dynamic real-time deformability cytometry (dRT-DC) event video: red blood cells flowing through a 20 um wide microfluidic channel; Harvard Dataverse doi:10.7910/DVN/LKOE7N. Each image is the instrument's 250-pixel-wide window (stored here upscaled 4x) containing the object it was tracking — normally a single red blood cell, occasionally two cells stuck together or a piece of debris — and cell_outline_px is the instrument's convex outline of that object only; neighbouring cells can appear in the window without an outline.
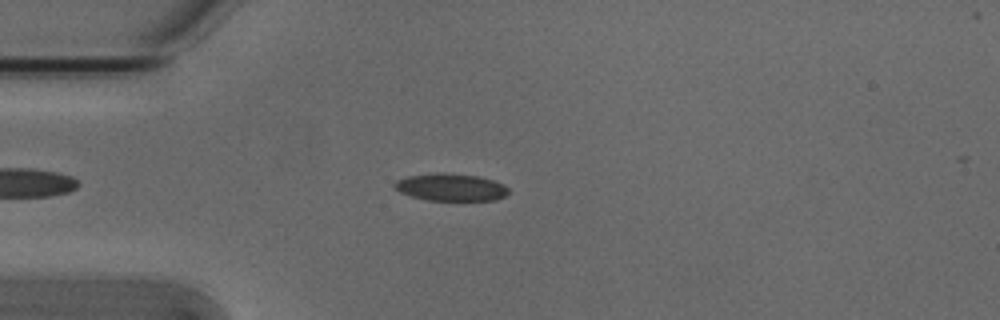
{"species": "Egyptian fruit bat (a non-hibernating species)", "species_latin": "Rousettus aegyptiacus", "temperature_condition": "cold", "stored_images_in_passage": 48, "camera_frame_rate_fps": 3000, "um_per_image_px": 0.085, "animal": {"sex": "male"}, "frame": {"image": 1, "passage_image": 9, "time_ms": 2.667, "image_size_px": [1000, 320], "cell_outline_px": [[508, 192], [504, 196], [496, 200], [428, 200], [412, 196], [400, 192], [392, 184], [396, 180], [408, 176], [436, 172], [444, 172], [480, 176], [504, 184], [508, 188]], "centroid_in_image_um": [38.32, 15.9], "position_along_channel_um": 46.7, "area_um2": 18.21}}
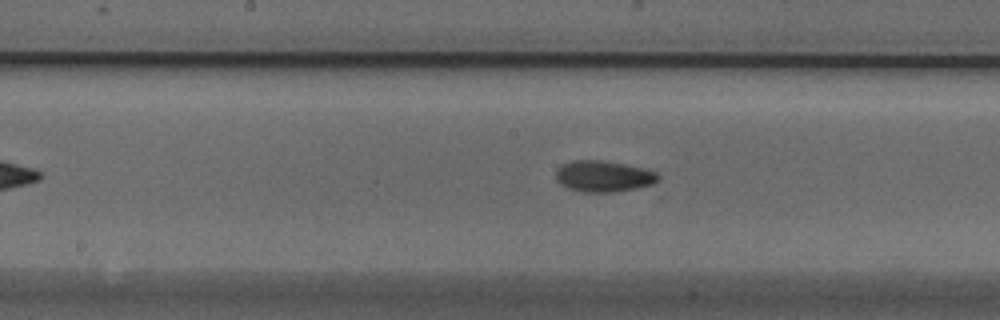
{"frame": {"image": 2, "passage_image": 22, "time_ms": 7.0, "image_size_px": [1000, 320], "cell_outline_px": [[660, 180], [652, 184], [636, 188], [612, 192], [584, 192], [568, 188], [560, 184], [556, 180], [556, 172], [560, 164], [572, 160], [600, 160], [624, 164], [644, 168], [656, 172], [660, 176]], "centroid_in_image_um": [51.29, 14.97], "position_along_channel_um": 196.9, "area_um2": 18.67}}
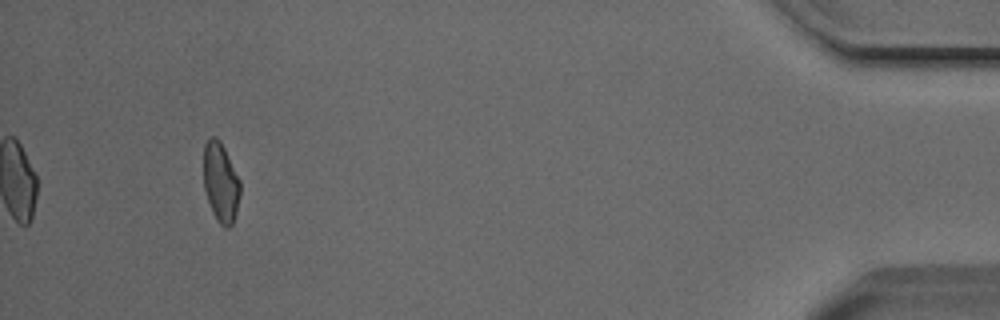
{"frame": {"image": 3, "passage_image": 45, "time_ms": 14.667, "image_size_px": [1000, 320], "cell_outline_px": [[240, 196], [236, 212], [232, 224], [228, 228], [224, 228], [216, 220], [212, 212], [204, 188], [204, 144], [212, 136], [216, 136], [220, 140], [240, 180]], "centroid_in_image_um": [18.76, 15.52], "position_along_channel_um": 416.4, "area_um2": 16.94}, "authors_computed_cell_mechanics": {"area_um2": 17.8313, "velocity_mm_per_s": 3.8244, "shape_relaxation_time_tau1_ms": 4.668, "shape_relaxation_time_tau2_ms": 3.0637, "deformation_change_tau1": 0.1068, "deformation_change_tau2": 0.0721}}